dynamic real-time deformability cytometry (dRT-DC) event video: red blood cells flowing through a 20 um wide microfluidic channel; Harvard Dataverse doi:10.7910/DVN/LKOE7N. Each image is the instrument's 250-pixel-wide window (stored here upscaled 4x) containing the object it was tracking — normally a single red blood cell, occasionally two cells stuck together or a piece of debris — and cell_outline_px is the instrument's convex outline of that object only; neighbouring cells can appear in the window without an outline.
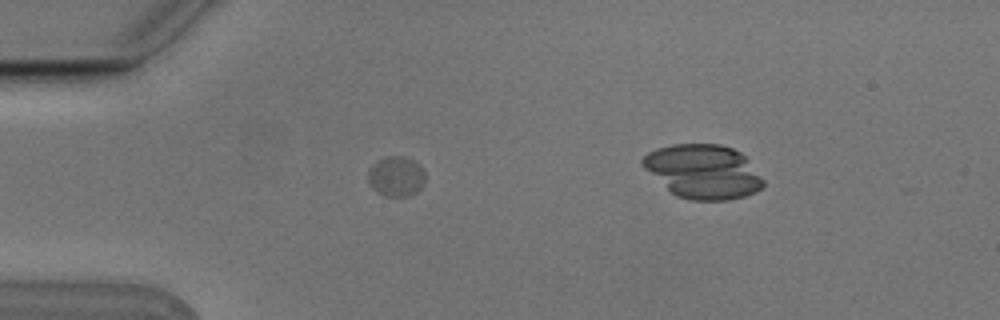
{"species": "Egyptian fruit bat (a non-hibernating species)", "species_latin": "Rousettus aegyptiacus", "temperature_condition": "cold", "stored_images_in_passage": 4, "camera_frame_rate_fps": 3000, "um_per_image_px": 0.085, "animal": {"sex": "male"}, "frame": {"image": 1, "passage_image": 2, "time_ms": 0.333, "image_size_px": [1000, 320], "cell_outline_px": [[424, 184], [416, 192], [408, 196], [384, 196], [376, 192], [368, 184], [368, 168], [372, 164], [384, 156], [404, 156], [420, 164], [424, 168]], "centroid_in_image_um": [33.65, 14.98], "position_along_channel_um": 51.4, "area_um2": 13.64}}